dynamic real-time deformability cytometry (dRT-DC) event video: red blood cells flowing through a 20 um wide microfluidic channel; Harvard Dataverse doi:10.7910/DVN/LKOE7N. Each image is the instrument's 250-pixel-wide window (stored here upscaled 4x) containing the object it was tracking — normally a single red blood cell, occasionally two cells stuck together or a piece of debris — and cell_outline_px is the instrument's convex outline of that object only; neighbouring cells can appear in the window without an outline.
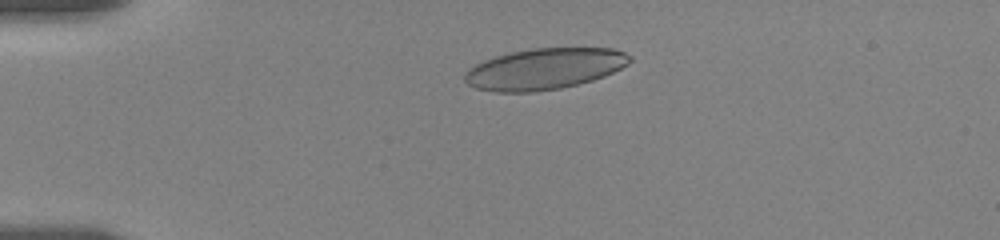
{"species": "human", "species_latin": "Homo sapiens", "temperature_condition": "room temperature", "stored_images_in_passage": 55, "camera_frame_rate_fps": 3000, "um_per_image_px": 0.085, "donor": {"sex": "female"}, "frame": {"image": 1, "passage_image": 11, "time_ms": 3.333, "image_size_px": [1000, 240], "cell_outline_px": [[632, 60], [628, 64], [604, 76], [592, 80], [560, 88], [532, 92], [496, 92], [476, 88], [468, 84], [464, 80], [464, 76], [476, 64], [484, 60], [496, 56], [512, 52], [536, 48], [612, 48], [624, 52], [632, 56]], "centroid_in_image_um": [46.3, 5.85], "position_along_channel_um": 38.7, "area_um2": 39.19}}
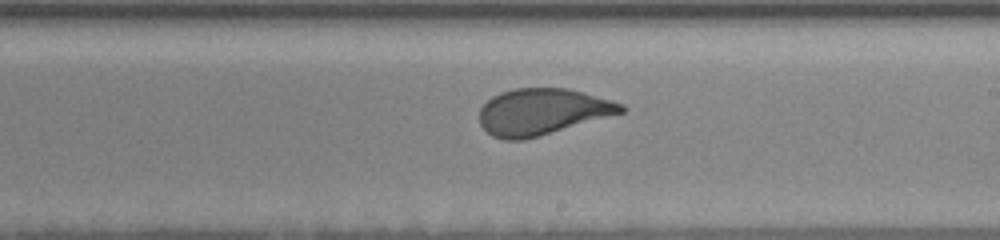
{"frame": {"image": 2, "passage_image": 32, "time_ms": 10.333, "image_size_px": [1000, 240], "cell_outline_px": [[628, 108], [624, 112], [524, 140], [504, 140], [492, 136], [480, 124], [480, 108], [492, 96], [500, 92], [516, 88], [568, 88], [612, 100], [624, 104]], "centroid_in_image_um": [46.1, 9.49], "position_along_channel_um": 242.9, "area_um2": 38.15}}
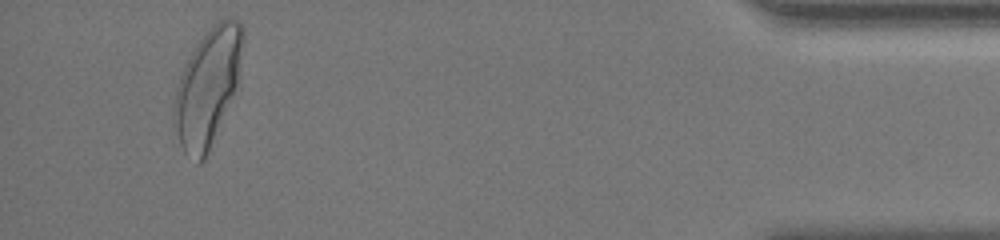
{"frame": {"image": 3, "passage_image": 52, "time_ms": 17.0, "image_size_px": [1000, 240], "cell_outline_px": [[244, 40], [236, 84], [232, 96], [208, 152], [204, 160], [200, 164], [196, 164], [184, 152], [180, 144], [176, 128], [176, 92], [180, 76], [196, 44], [212, 24], [224, 16], [232, 16], [244, 28]], "centroid_in_image_um": [17.68, 7.34], "position_along_channel_um": 417.5, "area_um2": 45.66}, "authors_computed_cell_mechanics": {"area_um2": 39.304, "velocity_mm_per_s": 3.5071, "shape_relaxation_time_tau1_ms": 4.9411, "shape_relaxation_time_tau2_ms": null, "deformation_change_tau1": 0.1643, "deformation_change_tau2": null}}